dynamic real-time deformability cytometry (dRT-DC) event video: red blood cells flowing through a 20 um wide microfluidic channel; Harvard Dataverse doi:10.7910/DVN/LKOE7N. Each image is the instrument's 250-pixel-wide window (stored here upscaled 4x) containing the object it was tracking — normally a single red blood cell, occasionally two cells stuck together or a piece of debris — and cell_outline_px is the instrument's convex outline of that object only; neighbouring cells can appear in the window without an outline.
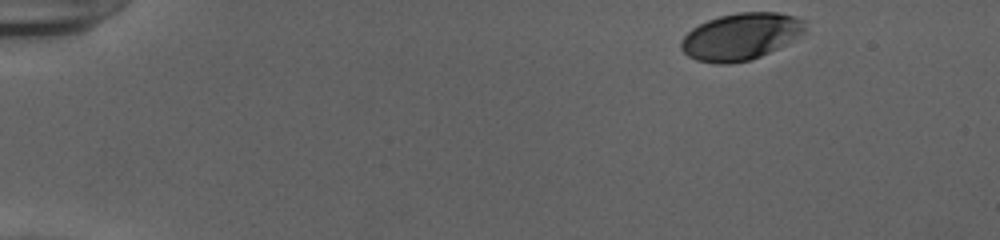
{"species": "human", "species_latin": "Homo sapiens", "temperature_condition": "cold", "stored_images_in_passage": 48, "camera_frame_rate_fps": 3000, "um_per_image_px": 0.085, "donor": {"sex": "female"}, "frame": {"image": 1, "passage_image": 1, "time_ms": 0.0, "image_size_px": [1000, 240], "cell_outline_px": [[808, 20], [804, 32], [776, 48], [752, 60], [728, 64], [716, 64], [696, 60], [688, 56], [680, 48], [680, 40], [692, 28], [708, 20], [720, 16], [736, 12], [776, 12], [796, 16]], "centroid_in_image_um": [62.95, 3.09], "position_along_channel_um": 22.0, "area_um2": 33.87}}
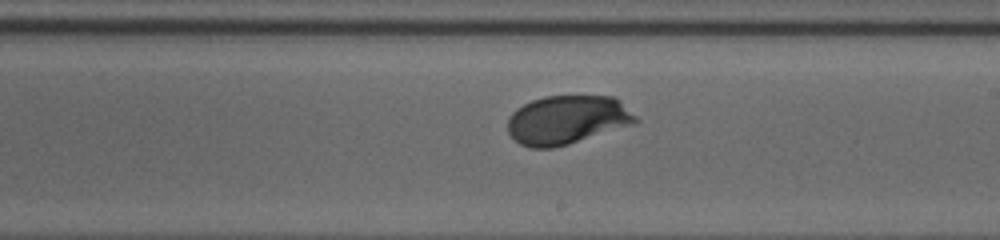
{"frame": {"image": 2, "passage_image": 27, "time_ms": 8.667, "image_size_px": [1000, 240], "cell_outline_px": [[640, 120], [636, 124], [568, 144], [552, 148], [532, 148], [520, 144], [508, 132], [508, 116], [516, 108], [532, 100], [544, 96], [612, 96], [620, 100]], "centroid_in_image_um": [48.22, 10.18], "position_along_channel_um": 240.8, "area_um2": 36.53}}
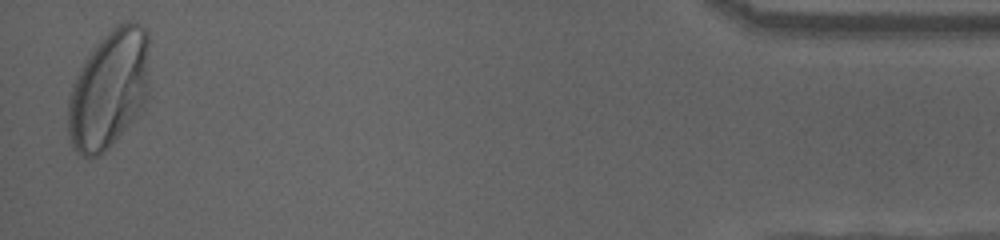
{"frame": {"image": 3, "passage_image": 47, "time_ms": 15.333, "image_size_px": [1000, 240], "cell_outline_px": [[148, 96], [144, 104], [132, 120], [112, 144], [104, 152], [88, 160], [76, 152], [68, 136], [68, 96], [72, 84], [84, 60], [100, 40], [116, 24], [128, 20], [132, 20], [140, 24], [148, 32]], "centroid_in_image_um": [9.25, 7.58], "position_along_channel_um": 426.0, "area_um2": 56.41}, "authors_computed_cell_mechanics": {"area_um2": 36.3851, "velocity_mm_per_s": 3.8874, "shape_relaxation_time_tau1_ms": 2.0796, "shape_relaxation_time_tau2_ms": null, "deformation_change_tau1": 0.1377, "deformation_change_tau2": null}}